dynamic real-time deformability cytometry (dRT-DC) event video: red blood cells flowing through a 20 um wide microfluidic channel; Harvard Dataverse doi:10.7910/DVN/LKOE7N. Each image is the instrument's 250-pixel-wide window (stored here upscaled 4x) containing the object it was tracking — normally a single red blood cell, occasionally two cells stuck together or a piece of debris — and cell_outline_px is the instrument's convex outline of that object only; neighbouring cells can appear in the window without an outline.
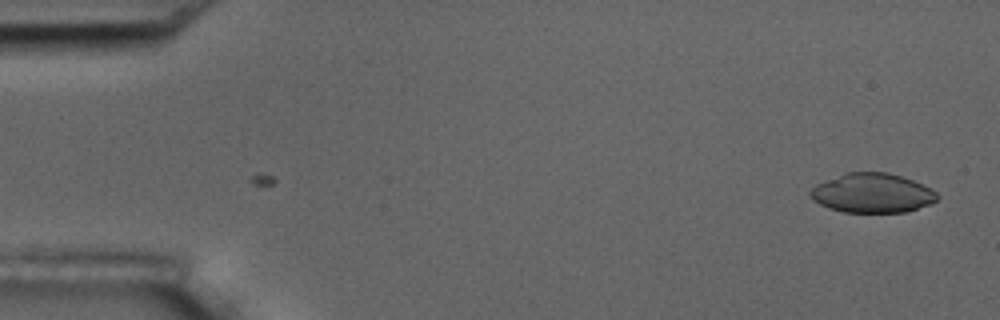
{"species": "common noctule bat (a hibernating species)", "species_latin": "Nyctalus noctula", "temperature_condition": "room temperature", "stored_images_in_passage": 8, "camera_frame_rate_fps": 3000, "um_per_image_px": 0.085, "animal": {"sex": "male", "body_mass_g": 17.5, "forearm_length_mm": 52.3}, "frame": {"image": 1, "passage_image": 8, "time_ms": 2.333, "image_size_px": [1000, 320], "cell_outline_px": [[936, 200], [932, 204], [904, 212], [844, 212], [828, 208], [820, 204], [808, 192], [816, 184], [844, 172], [888, 172], [912, 180], [932, 188], [936, 192]], "centroid_in_image_um": [74.14, 16.4], "position_along_channel_um": 10.9, "area_um2": 29.02}}